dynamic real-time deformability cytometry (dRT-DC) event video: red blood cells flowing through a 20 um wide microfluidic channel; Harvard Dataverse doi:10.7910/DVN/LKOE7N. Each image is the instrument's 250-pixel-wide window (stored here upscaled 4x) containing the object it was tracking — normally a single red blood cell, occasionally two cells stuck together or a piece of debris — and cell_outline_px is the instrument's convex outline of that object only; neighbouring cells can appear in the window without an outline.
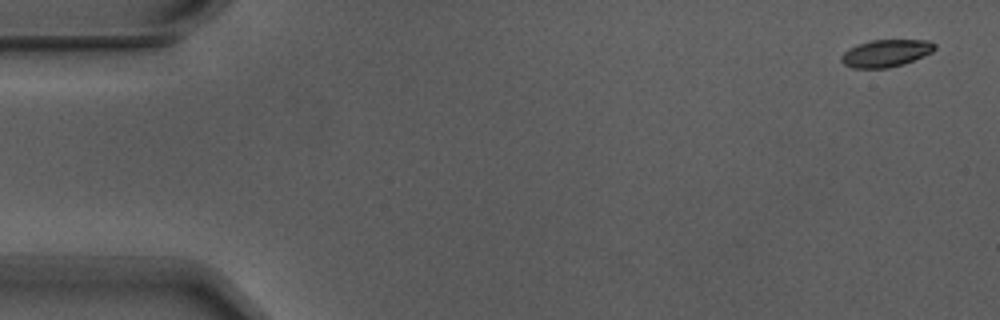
{"species": "Egyptian fruit bat (a non-hibernating species)", "species_latin": "Rousettus aegyptiacus", "temperature_condition": "warm", "stored_images_in_passage": 5, "camera_frame_rate_fps": 3000, "um_per_image_px": 0.085, "animal": {"sex": "male"}, "frame": {"image": 1, "passage_image": 1, "time_ms": 0.0, "image_size_px": [1000, 320], "cell_outline_px": [[936, 48], [932, 52], [924, 56], [904, 64], [888, 68], [852, 68], [844, 64], [840, 60], [840, 56], [848, 48], [856, 44], [868, 40], [928, 40], [936, 44]], "centroid_in_image_um": [75.28, 4.52], "position_along_channel_um": 9.7, "area_um2": 15.09}}